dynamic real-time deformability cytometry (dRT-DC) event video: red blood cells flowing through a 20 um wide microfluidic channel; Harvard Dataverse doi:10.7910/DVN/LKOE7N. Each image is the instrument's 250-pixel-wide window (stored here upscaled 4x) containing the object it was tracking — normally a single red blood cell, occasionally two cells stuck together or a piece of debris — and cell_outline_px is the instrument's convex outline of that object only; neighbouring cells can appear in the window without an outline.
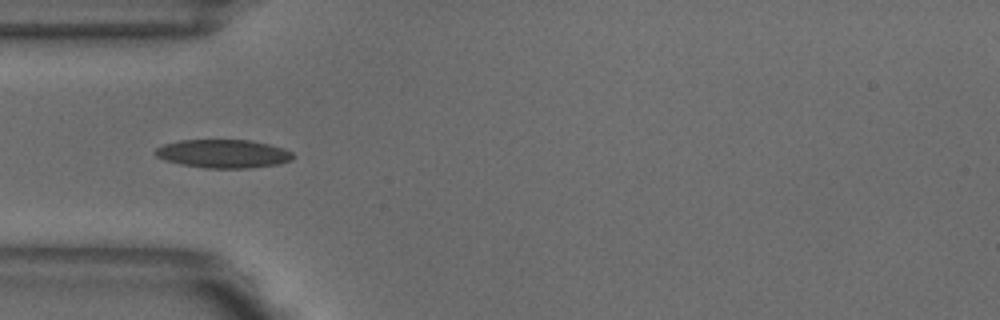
{"species": "common noctule bat (a hibernating species)", "species_latin": "Nyctalus noctula", "temperature_condition": "warm", "stored_images_in_passage": 37, "camera_frame_rate_fps": 3000, "um_per_image_px": 0.085, "animal": {"sex": "male", "body_mass_g": 18.8}, "frame": {"image": 1, "passage_image": 1, "time_ms": 0.0, "image_size_px": [1000, 320], "cell_outline_px": [[292, 160], [280, 164], [248, 168], [204, 168], [180, 164], [164, 160], [156, 156], [152, 152], [156, 148], [164, 144], [180, 140], [252, 140], [284, 148], [292, 152]], "centroid_in_image_um": [18.95, 13.07], "position_along_channel_um": 66.0, "area_um2": 22.95}, "authors_computed_cell_mechanics": {"area_um2": 21.2126, "velocity_mm_per_s": 3.8838, "shape_relaxation_time_tau1_ms": 5.873, "shape_relaxation_time_tau2_ms": 1.8254, "deformation_change_tau1": 0.1883, "deformation_change_tau2": 0.0736}}